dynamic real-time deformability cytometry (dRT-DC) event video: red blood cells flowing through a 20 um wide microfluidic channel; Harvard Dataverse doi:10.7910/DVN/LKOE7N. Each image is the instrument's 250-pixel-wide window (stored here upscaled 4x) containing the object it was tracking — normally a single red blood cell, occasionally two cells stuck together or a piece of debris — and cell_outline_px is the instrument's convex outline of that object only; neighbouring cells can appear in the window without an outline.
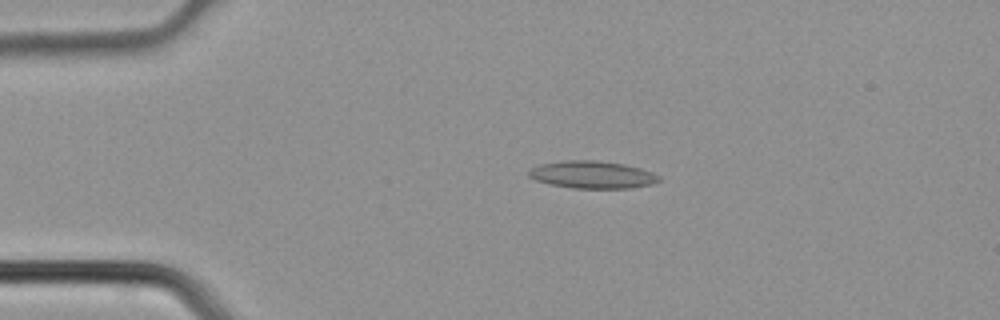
{"species": "common noctule bat (a hibernating species)", "species_latin": "Nyctalus noctula", "temperature_condition": "cold", "stored_images_in_passage": 5, "camera_frame_rate_fps": 3000, "um_per_image_px": 0.085, "animal": {"sex": "male", "body_mass_g": 21.5, "forearm_length_mm": 52.0}, "frame": {"image": 1, "passage_image": 3, "time_ms": 0.667, "image_size_px": [1000, 320], "cell_outline_px": [[660, 180], [652, 184], [632, 188], [572, 188], [548, 184], [536, 180], [528, 176], [528, 168], [540, 164], [568, 160], [596, 160], [624, 164], [640, 168], [652, 172], [660, 176]], "centroid_in_image_um": [50.32, 14.85], "position_along_channel_um": 34.7, "area_um2": 20.92}}
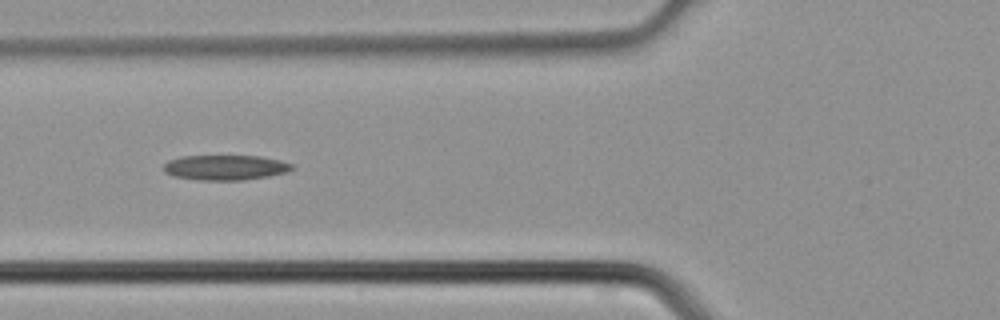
{"frame": {"image": 2, "passage_image": 5, "time_ms": 1.333, "image_size_px": [1000, 320], "cell_outline_px": [[296, 168], [288, 172], [268, 176], [244, 180], [196, 180], [172, 176], [164, 172], [164, 164], [168, 160], [180, 156], [260, 156], [280, 160], [292, 164]], "centroid_in_image_um": [19.15, 14.24], "position_along_channel_um": 106.7, "area_um2": 18.96}}